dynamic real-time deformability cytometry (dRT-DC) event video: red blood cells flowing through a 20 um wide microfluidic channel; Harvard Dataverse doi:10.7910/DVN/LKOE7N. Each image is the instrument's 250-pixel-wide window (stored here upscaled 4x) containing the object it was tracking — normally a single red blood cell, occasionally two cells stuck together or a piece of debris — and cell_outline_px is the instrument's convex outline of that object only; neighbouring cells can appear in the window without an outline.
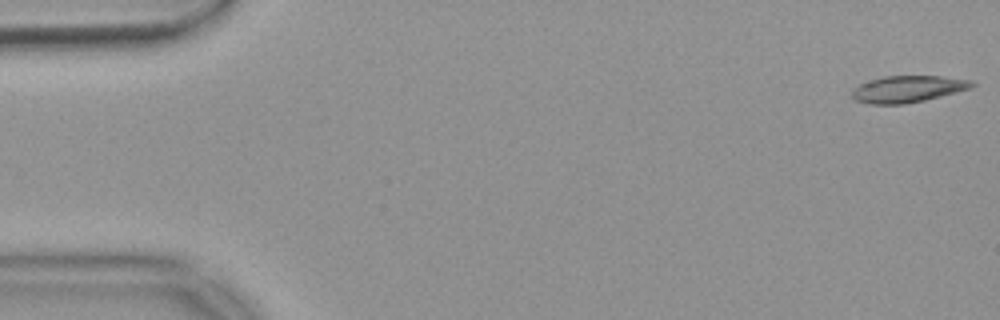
{"species": "common noctule bat (a hibernating species)", "species_latin": "Nyctalus noctula", "temperature_condition": "warm", "stored_images_in_passage": 54, "camera_frame_rate_fps": 3000, "um_per_image_px": 0.085, "animal": {"sex": "female", "body_mass_g": 18.4}, "frame": {"image": 1, "passage_image": 1, "time_ms": 0.0, "image_size_px": [1000, 320], "cell_outline_px": [[976, 84], [972, 88], [924, 100], [904, 104], [868, 104], [856, 100], [852, 96], [852, 92], [860, 84], [884, 76], [940, 76], [972, 80]], "centroid_in_image_um": [77.2, 7.56], "position_along_channel_um": 7.8, "area_um2": 18.44}}
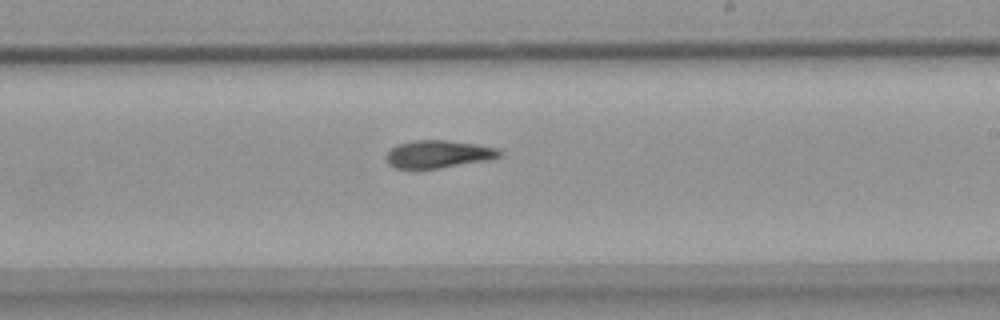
{"frame": {"image": 2, "passage_image": 32, "time_ms": 10.333, "image_size_px": [1000, 320], "cell_outline_px": [[504, 152], [500, 156], [488, 160], [440, 168], [396, 168], [388, 164], [384, 156], [396, 144], [412, 140], [448, 140], [476, 144], [496, 148]], "centroid_in_image_um": [37.24, 13.09], "position_along_channel_um": 251.8, "area_um2": 18.32}}
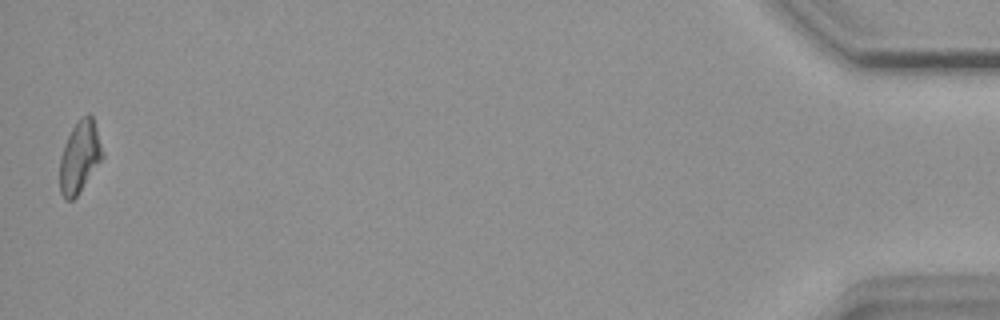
{"frame": {"image": 3, "passage_image": 54, "time_ms": 17.667, "image_size_px": [1000, 320], "cell_outline_px": [[104, 156], [76, 196], [72, 200], [64, 200], [60, 192], [60, 156], [64, 144], [72, 128], [88, 112], [92, 116], [104, 152]], "centroid_in_image_um": [6.76, 13.35], "position_along_channel_um": 428.4, "area_um2": 17.57}, "authors_computed_cell_mechanics": {"area_um2": 18.6694, "velocity_mm_per_s": 3.6888, "shape_relaxation_time_tau1_ms": 9.2634, "shape_relaxation_time_tau2_ms": null, "deformation_change_tau1": 0.2105, "deformation_change_tau2": null}}